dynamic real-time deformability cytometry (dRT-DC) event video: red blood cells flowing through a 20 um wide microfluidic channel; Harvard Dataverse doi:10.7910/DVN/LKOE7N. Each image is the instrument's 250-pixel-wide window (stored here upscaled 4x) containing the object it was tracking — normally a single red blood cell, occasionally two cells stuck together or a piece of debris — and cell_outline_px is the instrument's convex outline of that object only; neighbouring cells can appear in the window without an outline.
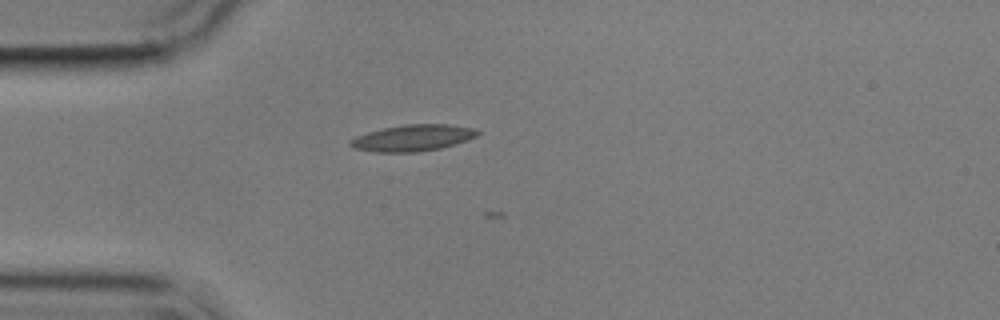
{"species": "common noctule bat (a hibernating species)", "species_latin": "Nyctalus noctula", "temperature_condition": "cold", "stored_images_in_passage": 3, "camera_frame_rate_fps": 3000, "um_per_image_px": 0.085, "animal": {"sex": "male", "body_mass_g": 17.9}, "frame": {"image": 1, "passage_image": 2, "time_ms": 0.333, "image_size_px": [1000, 320], "cell_outline_px": [[480, 132], [476, 136], [468, 140], [456, 144], [440, 148], [416, 152], [376, 152], [352, 148], [348, 144], [348, 140], [356, 136], [368, 132], [384, 128], [404, 124], [448, 124], [472, 128]], "centroid_in_image_um": [35.05, 11.72], "position_along_channel_um": 50.0, "area_um2": 19.59}}